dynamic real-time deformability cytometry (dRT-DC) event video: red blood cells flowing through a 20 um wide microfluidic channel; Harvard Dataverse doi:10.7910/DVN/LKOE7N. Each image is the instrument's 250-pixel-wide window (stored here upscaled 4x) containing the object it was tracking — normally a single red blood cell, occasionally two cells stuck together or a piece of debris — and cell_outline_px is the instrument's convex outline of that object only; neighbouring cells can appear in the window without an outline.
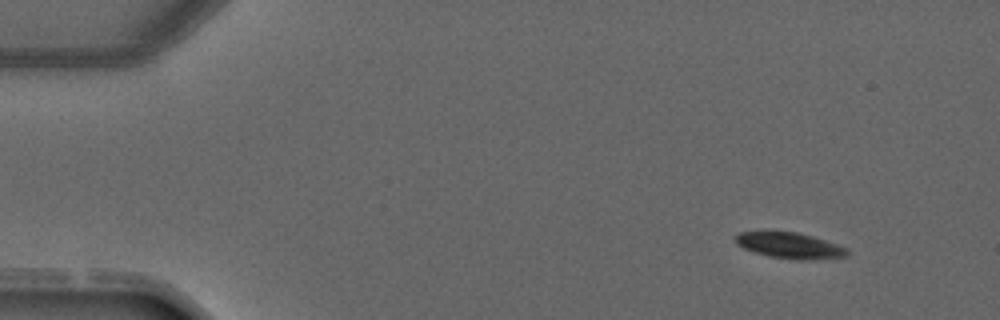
{"species": "common noctule bat (a hibernating species)", "species_latin": "Nyctalus noctula", "temperature_condition": "warm", "stored_images_in_passage": 3, "camera_frame_rate_fps": 3000, "um_per_image_px": 0.085, "animal": {"sex": "male", "forearm_length_mm": 52.5}, "frame": {"image": 1, "passage_image": 1, "time_ms": 0.0, "image_size_px": [1000, 320], "cell_outline_px": [[848, 252], [844, 256], [812, 260], [800, 260], [768, 256], [744, 248], [736, 244], [736, 232], [796, 232], [812, 236], [848, 248]], "centroid_in_image_um": [67.12, 20.87], "position_along_channel_um": 17.9, "area_um2": 16.53}}
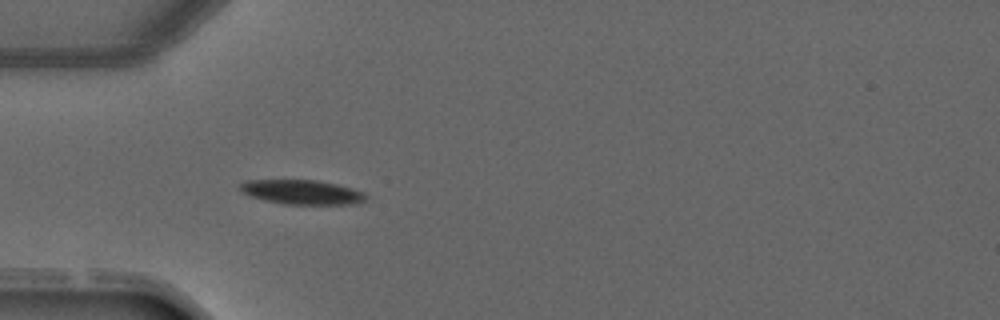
{"frame": {"image": 2, "passage_image": 3, "time_ms": 3.0, "image_size_px": [1000, 320], "cell_outline_px": [[368, 200], [356, 204], [284, 204], [264, 200], [248, 196], [240, 188], [240, 184], [244, 180], [316, 180], [336, 184], [352, 188], [364, 192], [368, 196]], "centroid_in_image_um": [25.7, 16.33], "position_along_channel_um": 59.3, "area_um2": 18.03}}